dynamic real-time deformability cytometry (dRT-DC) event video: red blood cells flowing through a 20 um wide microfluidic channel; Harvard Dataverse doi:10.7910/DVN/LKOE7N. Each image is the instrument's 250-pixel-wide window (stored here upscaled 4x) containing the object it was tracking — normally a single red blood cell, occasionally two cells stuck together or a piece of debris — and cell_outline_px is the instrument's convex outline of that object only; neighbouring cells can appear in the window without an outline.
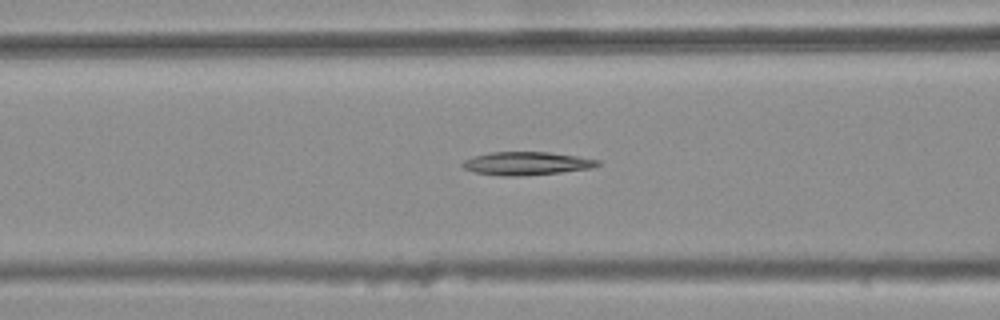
{"species": "common noctule bat (a hibernating species)", "species_latin": "Nyctalus noctula", "temperature_condition": "warm", "stored_images_in_passage": 38, "camera_frame_rate_fps": 3000, "um_per_image_px": 0.085, "animal": {"sex": "female", "body_mass_g": 25.1}, "frame": {"image": 1, "passage_image": 11, "time_ms": 3.333, "image_size_px": [1000, 320], "cell_outline_px": [[600, 164], [592, 168], [560, 172], [524, 176], [500, 176], [476, 172], [464, 168], [460, 164], [464, 160], [472, 156], [492, 152], [548, 152], [576, 156], [600, 160]], "centroid_in_image_um": [44.74, 13.89], "position_along_channel_um": 121.9, "area_um2": 18.26}}
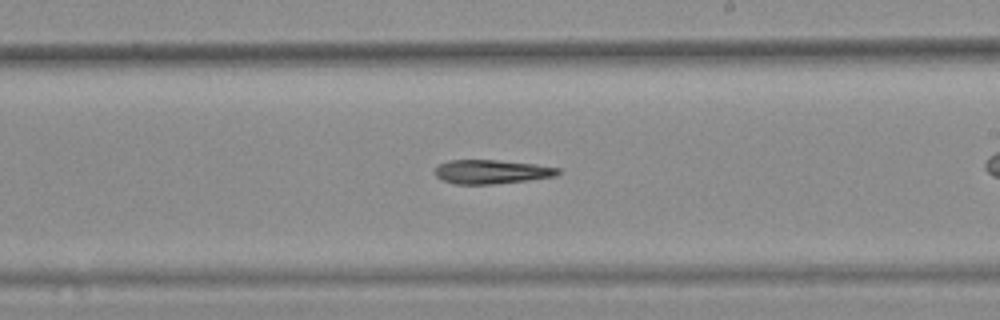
{"frame": {"image": 2, "passage_image": 21, "time_ms": 6.667, "image_size_px": [1000, 320], "cell_outline_px": [[560, 172], [556, 176], [528, 180], [492, 184], [456, 184], [444, 180], [436, 176], [432, 172], [440, 164], [448, 160], [496, 160], [532, 164], [560, 168]], "centroid_in_image_um": [41.76, 14.6], "position_along_channel_um": 247.2, "area_um2": 17.05}}
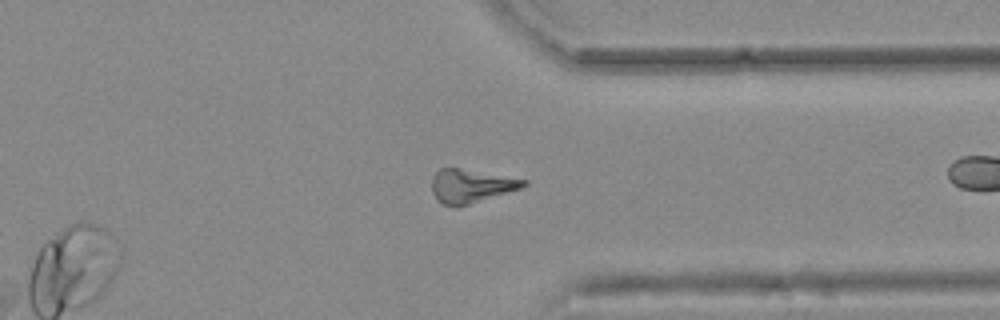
{"frame": {"image": 3, "passage_image": 31, "time_ms": 10.0, "image_size_px": [1000, 320], "cell_outline_px": [[528, 184], [520, 188], [456, 208], [440, 204], [436, 200], [432, 192], [432, 180], [436, 172], [440, 168], [460, 168], [528, 180]], "centroid_in_image_um": [39.98, 15.82], "position_along_channel_um": 371.4, "area_um2": 17.86}}